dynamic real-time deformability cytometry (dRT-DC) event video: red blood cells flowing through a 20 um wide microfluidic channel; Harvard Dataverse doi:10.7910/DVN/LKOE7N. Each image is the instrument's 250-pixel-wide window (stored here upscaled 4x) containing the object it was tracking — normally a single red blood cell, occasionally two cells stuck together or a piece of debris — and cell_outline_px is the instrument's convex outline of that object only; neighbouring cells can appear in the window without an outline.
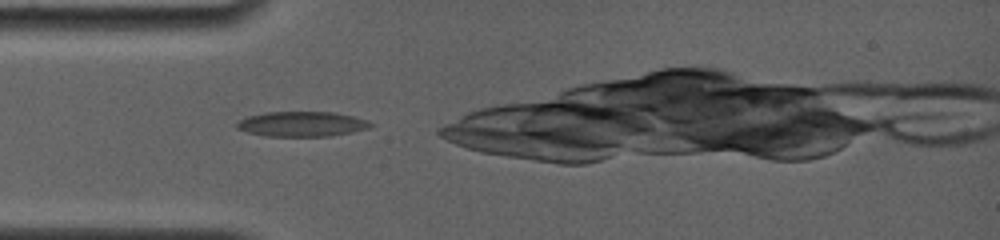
{"species": "common noctule bat (a hibernating species)", "species_latin": "Nyctalus noctula", "temperature_condition": "room temperature", "stored_images_in_passage": 55, "camera_frame_rate_fps": 4000, "um_per_image_px": 0.085, "animal": {"sex": "female", "body_mass_g": 19.0, "forearm_length_mm": 56.7}, "frame": {"image": 1, "passage_image": 2, "time_ms": 0.25, "image_size_px": [1000, 240], "cell_outline_px": [[376, 124], [372, 128], [332, 136], [264, 136], [248, 132], [236, 128], [236, 124], [240, 120], [248, 116], [264, 112], [332, 112], [352, 116], [368, 120]], "centroid_in_image_um": [25.71, 10.54], "position_along_channel_um": 59.3, "area_um2": 19.65}}
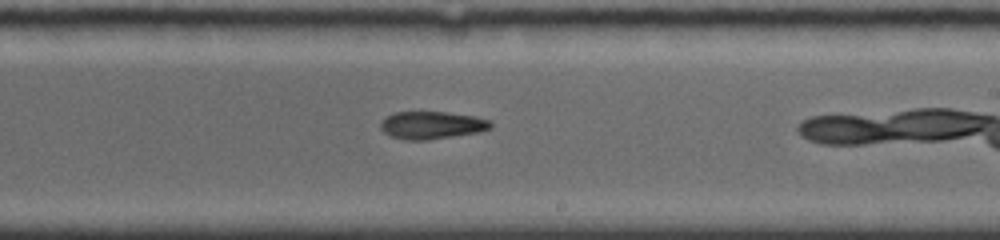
{"frame": {"image": 2, "passage_image": 19, "time_ms": 5.25, "image_size_px": [1000, 240], "cell_outline_px": [[492, 128], [480, 132], [428, 140], [404, 140], [388, 136], [380, 128], [380, 124], [388, 116], [396, 112], [444, 112], [476, 116], [492, 120]], "centroid_in_image_um": [36.74, 10.65], "position_along_channel_um": 252.3, "area_um2": 17.86}}
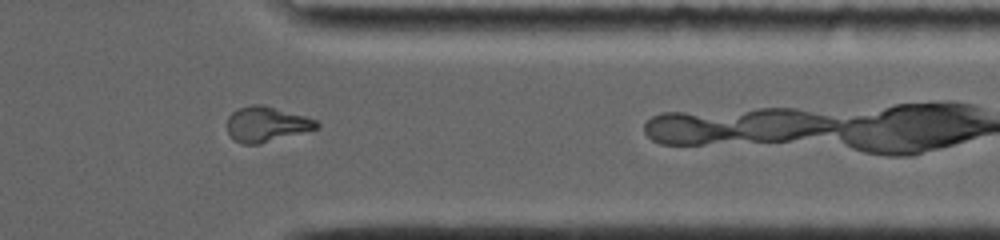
{"frame": {"image": 3, "passage_image": 33, "time_ms": 8.75, "image_size_px": [1000, 240], "cell_outline_px": [[320, 128], [260, 144], [244, 144], [232, 140], [228, 132], [228, 116], [232, 112], [240, 108], [252, 104], [264, 104], [304, 116], [316, 120], [320, 124]], "centroid_in_image_um": [22.65, 10.56], "position_along_channel_um": 388.7, "area_um2": 18.44}}